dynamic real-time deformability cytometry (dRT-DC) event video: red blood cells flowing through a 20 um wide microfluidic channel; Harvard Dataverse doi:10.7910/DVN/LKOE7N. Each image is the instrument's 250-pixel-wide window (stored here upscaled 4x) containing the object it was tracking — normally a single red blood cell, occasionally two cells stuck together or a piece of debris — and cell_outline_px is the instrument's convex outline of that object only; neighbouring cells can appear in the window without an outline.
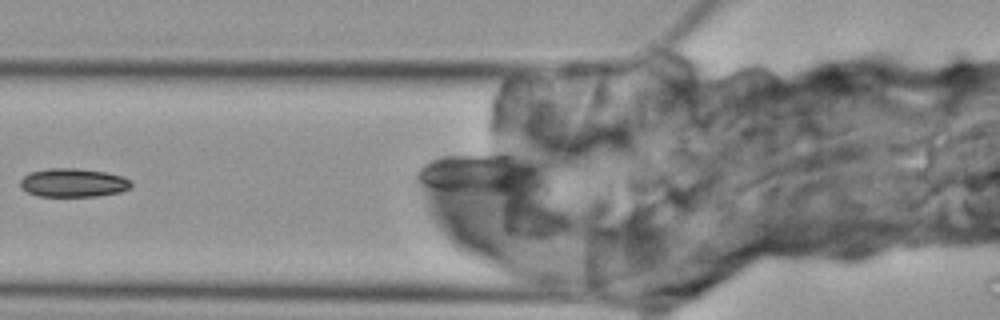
{"species": "Egyptian fruit bat (a non-hibernating species)", "species_latin": "Rousettus aegyptiacus", "temperature_condition": "cold", "stored_images_in_passage": 8, "segment_of_instrument_passage": [1, 2], "camera_frame_rate_fps": 3000, "um_per_image_px": 0.085, "animal": {"sex": "female"}, "frame": {"image": 1, "passage_image": 7, "time_ms": 7.333, "image_size_px": [1000, 320], "cell_outline_px": [[132, 188], [120, 192], [96, 196], [36, 196], [20, 188], [20, 180], [28, 172], [48, 168], [76, 168], [104, 172], [124, 176], [132, 180]], "centroid_in_image_um": [6.23, 15.53], "position_along_channel_um": 119.6, "area_um2": 18.73}}